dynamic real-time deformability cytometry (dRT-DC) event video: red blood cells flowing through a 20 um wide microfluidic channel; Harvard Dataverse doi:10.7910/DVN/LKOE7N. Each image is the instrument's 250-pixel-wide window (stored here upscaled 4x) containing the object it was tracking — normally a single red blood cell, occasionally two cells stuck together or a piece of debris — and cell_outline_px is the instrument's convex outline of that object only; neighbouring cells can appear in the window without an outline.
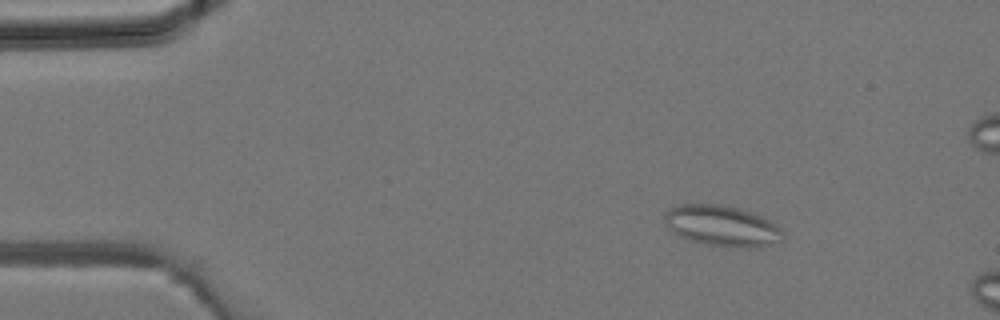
{"species": "common noctule bat (a hibernating species)", "species_latin": "Nyctalus noctula", "temperature_condition": "room temperature", "stored_images_in_passage": 2, "camera_frame_rate_fps": 3000, "um_per_image_px": 0.085, "animal": {"sex": "male", "body_mass_g": 19.2, "forearm_length_mm": 51.8}, "frame": {"image": 1, "passage_image": 1, "time_ms": 0.0, "image_size_px": [1000, 320], "cell_outline_px": [[784, 236], [780, 240], [760, 248], [740, 248], [708, 244], [688, 240], [672, 232], [664, 224], [664, 212], [668, 208], [680, 204], [720, 204], [740, 208], [760, 216], [776, 224], [784, 232]], "centroid_in_image_um": [61.34, 19.19], "position_along_channel_um": 23.7, "area_um2": 28.38}}